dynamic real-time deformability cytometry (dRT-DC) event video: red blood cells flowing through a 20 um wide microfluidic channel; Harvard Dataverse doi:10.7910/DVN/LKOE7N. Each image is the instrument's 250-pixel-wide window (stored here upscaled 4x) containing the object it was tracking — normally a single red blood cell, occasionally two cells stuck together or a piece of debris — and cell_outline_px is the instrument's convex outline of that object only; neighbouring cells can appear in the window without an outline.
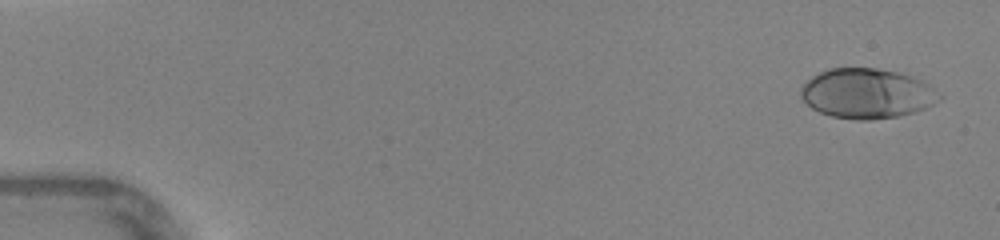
{"species": "human", "species_latin": "Homo sapiens", "temperature_condition": "warm", "stored_images_in_passage": 46, "camera_frame_rate_fps": 3000, "um_per_image_px": 0.085, "donor": {"sex": "female"}, "frame": {"image": 1, "passage_image": 2, "time_ms": 0.333, "image_size_px": [1000, 240], "cell_outline_px": [[944, 96], [940, 100], [916, 112], [900, 116], [872, 120], [856, 120], [832, 116], [820, 112], [812, 108], [800, 96], [800, 88], [812, 76], [828, 68], [876, 68], [900, 72], [924, 80], [940, 92]], "centroid_in_image_um": [73.74, 7.94], "position_along_channel_um": 11.3, "area_um2": 40.69}}
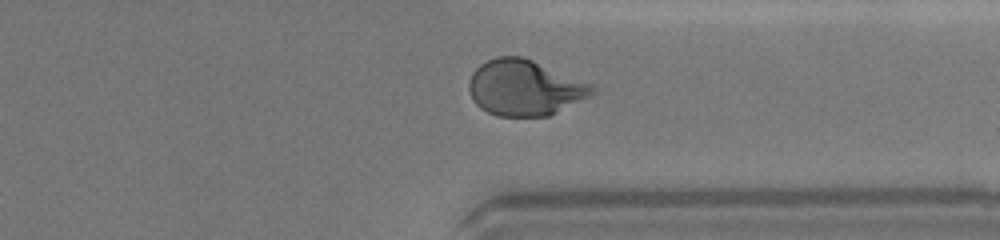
{"frame": {"image": 2, "passage_image": 36, "time_ms": 11.667, "image_size_px": [1000, 240], "cell_outline_px": [[596, 92], [592, 96], [548, 116], [496, 116], [480, 108], [472, 100], [468, 88], [468, 84], [472, 72], [480, 64], [496, 56], [524, 56], [592, 84], [596, 88]], "centroid_in_image_um": [44.6, 7.46], "position_along_channel_um": 366.8, "area_um2": 40.34}}
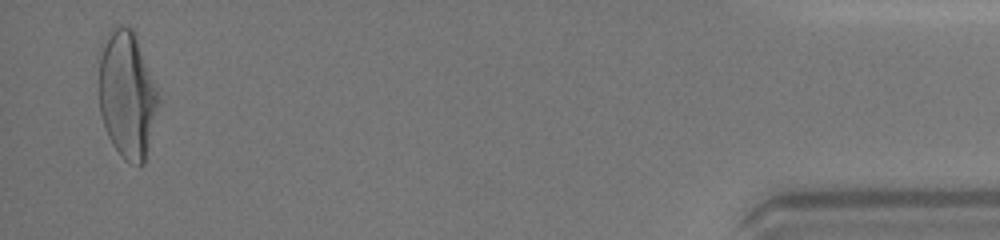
{"frame": {"image": 3, "passage_image": 45, "time_ms": 14.667, "image_size_px": [1000, 240], "cell_outline_px": [[156, 108], [144, 164], [132, 164], [124, 160], [120, 156], [112, 144], [104, 128], [100, 112], [96, 88], [96, 56], [100, 44], [108, 32], [112, 28], [120, 24], [132, 28], [156, 88]], "centroid_in_image_um": [10.66, 7.98], "position_along_channel_um": 424.5, "area_um2": 44.51}, "authors_computed_cell_mechanics": {"area_um2": 38.8127, "velocity_mm_per_s": 4.3832, "shape_relaxation_time_tau1_ms": 3.853, "shape_relaxation_time_tau2_ms": null, "deformation_change_tau1": 0.1903, "deformation_change_tau2": null}}